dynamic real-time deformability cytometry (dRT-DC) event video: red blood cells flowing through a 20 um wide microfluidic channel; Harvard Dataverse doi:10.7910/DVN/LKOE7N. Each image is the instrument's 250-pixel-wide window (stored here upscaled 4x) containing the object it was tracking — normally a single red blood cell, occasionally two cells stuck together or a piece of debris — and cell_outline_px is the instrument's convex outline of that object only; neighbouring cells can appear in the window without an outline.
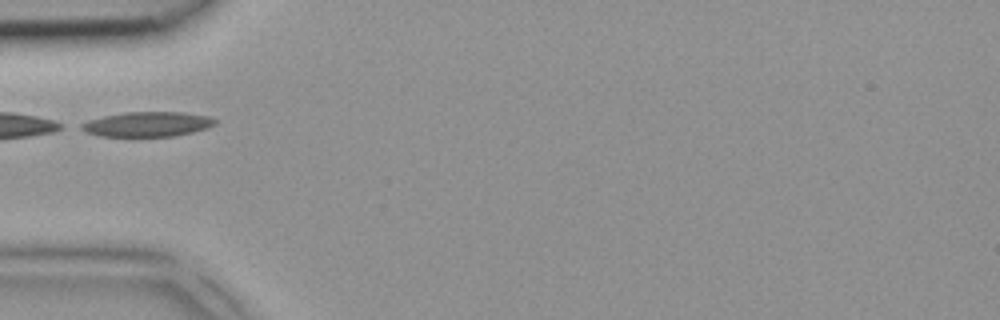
{"species": "common noctule bat (a hibernating species)", "species_latin": "Nyctalus noctula", "temperature_condition": "room temperature", "stored_images_in_passage": 3, "camera_frame_rate_fps": 3000, "um_per_image_px": 0.085, "animal": {"sex": "female", "body_mass_g": 18.4}, "frame": {"image": 1, "passage_image": 1, "time_ms": 0.0, "image_size_px": [1000, 320], "cell_outline_px": [[216, 124], [208, 128], [176, 136], [100, 136], [84, 132], [76, 128], [80, 124], [88, 120], [104, 116], [124, 112], [180, 112], [208, 116], [216, 120]], "centroid_in_image_um": [12.48, 10.56], "position_along_channel_um": 72.5, "area_um2": 19.48}}
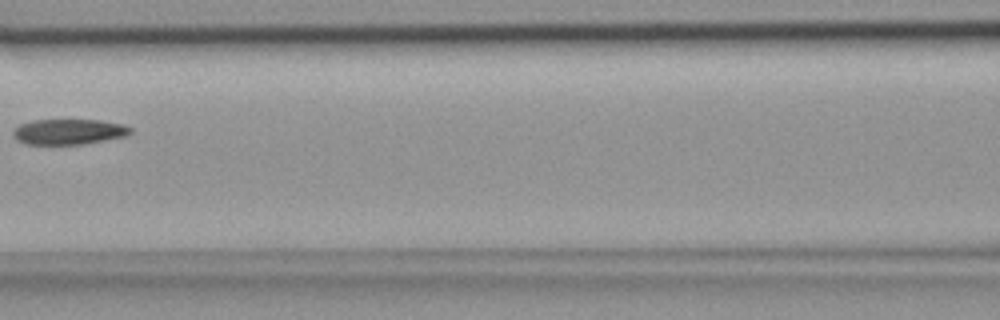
{"frame": {"image": 2, "passage_image": 3, "time_ms": 0.667, "image_size_px": [1000, 320], "cell_outline_px": [[132, 132], [124, 136], [84, 144], [24, 144], [16, 140], [12, 136], [12, 132], [20, 124], [32, 120], [100, 120], [124, 124], [132, 128]], "centroid_in_image_um": [5.82, 11.19], "position_along_channel_um": 160.8, "area_um2": 17.46}}